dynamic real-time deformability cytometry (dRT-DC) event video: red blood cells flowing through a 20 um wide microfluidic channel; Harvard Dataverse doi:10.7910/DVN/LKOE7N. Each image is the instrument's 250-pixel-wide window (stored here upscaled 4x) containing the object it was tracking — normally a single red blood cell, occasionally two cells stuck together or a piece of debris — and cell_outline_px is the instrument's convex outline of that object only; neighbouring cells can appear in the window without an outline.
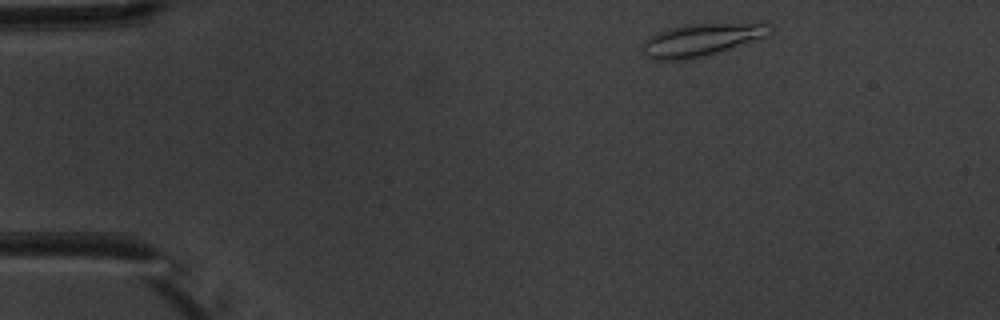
{"species": "common noctule bat (a hibernating species)", "species_latin": "Nyctalus noctula", "temperature_condition": "warm", "stored_images_in_passage": 3, "camera_frame_rate_fps": 3000, "um_per_image_px": 0.085, "animal": {"sex": "male", "body_mass_g": 20.1, "forearm_length_mm": 53.5}, "frame": {"image": 1, "passage_image": 1, "time_ms": 0.0, "image_size_px": [1000, 320], "cell_outline_px": [[772, 32], [768, 36], [692, 60], [652, 60], [644, 56], [640, 48], [644, 40], [656, 32], [688, 24], [760, 20], [764, 20], [772, 24]], "centroid_in_image_um": [59.71, 3.34], "position_along_channel_um": 25.3, "area_um2": 25.37}}
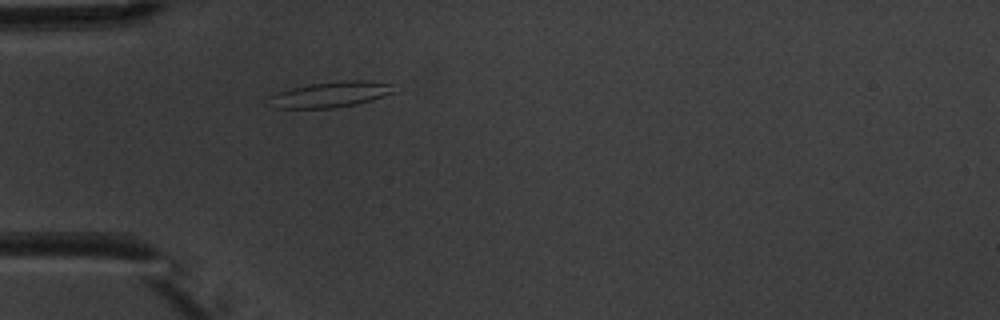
{"frame": {"image": 2, "passage_image": 3, "time_ms": 2.667, "image_size_px": [1000, 320], "cell_outline_px": [[396, 92], [356, 104], [332, 108], [276, 108], [268, 96], [292, 88], [312, 84], [340, 80], [372, 80], [392, 84]], "centroid_in_image_um": [28.17, 8.01], "position_along_channel_um": 56.8, "area_um2": 18.44}}